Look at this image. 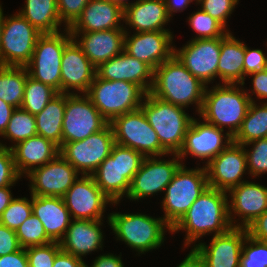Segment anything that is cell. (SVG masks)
Returning a JSON list of instances; mask_svg holds the SVG:
<instances>
[{"label":"cell","instance_id":"6da1fadb","mask_svg":"<svg viewBox=\"0 0 267 267\" xmlns=\"http://www.w3.org/2000/svg\"><path fill=\"white\" fill-rule=\"evenodd\" d=\"M228 192L207 187L190 206L185 215L172 227L171 233L186 232L184 246L195 243L206 234L221 235L232 225L228 215Z\"/></svg>","mask_w":267,"mask_h":267},{"label":"cell","instance_id":"7a4b0ae2","mask_svg":"<svg viewBox=\"0 0 267 267\" xmlns=\"http://www.w3.org/2000/svg\"><path fill=\"white\" fill-rule=\"evenodd\" d=\"M206 85L197 79L173 54L154 70L150 93L166 102L183 108L197 106L198 114L203 105Z\"/></svg>","mask_w":267,"mask_h":267},{"label":"cell","instance_id":"3957f363","mask_svg":"<svg viewBox=\"0 0 267 267\" xmlns=\"http://www.w3.org/2000/svg\"><path fill=\"white\" fill-rule=\"evenodd\" d=\"M237 85L242 84H216L209 90L206 86L199 113L207 123L223 130L228 127L227 133L232 137L240 129L251 102H254L249 92Z\"/></svg>","mask_w":267,"mask_h":267},{"label":"cell","instance_id":"277c9868","mask_svg":"<svg viewBox=\"0 0 267 267\" xmlns=\"http://www.w3.org/2000/svg\"><path fill=\"white\" fill-rule=\"evenodd\" d=\"M138 151L115 143L111 154L91 174L97 186L115 204L129 192L133 176L144 160Z\"/></svg>","mask_w":267,"mask_h":267},{"label":"cell","instance_id":"5b68a950","mask_svg":"<svg viewBox=\"0 0 267 267\" xmlns=\"http://www.w3.org/2000/svg\"><path fill=\"white\" fill-rule=\"evenodd\" d=\"M143 101L140 109L156 131L161 146L169 154H178L193 117L185 112V108L159 99L150 92L146 93Z\"/></svg>","mask_w":267,"mask_h":267},{"label":"cell","instance_id":"8992f818","mask_svg":"<svg viewBox=\"0 0 267 267\" xmlns=\"http://www.w3.org/2000/svg\"><path fill=\"white\" fill-rule=\"evenodd\" d=\"M108 221L117 240L124 241L139 254L160 247L165 240V230L170 233L172 229L163 217L154 218L141 213H110Z\"/></svg>","mask_w":267,"mask_h":267},{"label":"cell","instance_id":"52a82bcc","mask_svg":"<svg viewBox=\"0 0 267 267\" xmlns=\"http://www.w3.org/2000/svg\"><path fill=\"white\" fill-rule=\"evenodd\" d=\"M86 95L110 123L115 117L140 109L146 92L127 81H107L97 75Z\"/></svg>","mask_w":267,"mask_h":267},{"label":"cell","instance_id":"ba28073f","mask_svg":"<svg viewBox=\"0 0 267 267\" xmlns=\"http://www.w3.org/2000/svg\"><path fill=\"white\" fill-rule=\"evenodd\" d=\"M183 164L165 189L162 200L163 219L173 227L209 186L205 166L187 169Z\"/></svg>","mask_w":267,"mask_h":267},{"label":"cell","instance_id":"9c48e42d","mask_svg":"<svg viewBox=\"0 0 267 267\" xmlns=\"http://www.w3.org/2000/svg\"><path fill=\"white\" fill-rule=\"evenodd\" d=\"M63 33H45L37 39L30 62L29 76L61 93V60L65 45L72 39L69 28Z\"/></svg>","mask_w":267,"mask_h":267},{"label":"cell","instance_id":"30bf717a","mask_svg":"<svg viewBox=\"0 0 267 267\" xmlns=\"http://www.w3.org/2000/svg\"><path fill=\"white\" fill-rule=\"evenodd\" d=\"M109 124L113 129L115 143L130 147L144 157L169 154L161 146L156 131L141 109L117 116Z\"/></svg>","mask_w":267,"mask_h":267},{"label":"cell","instance_id":"8fae6325","mask_svg":"<svg viewBox=\"0 0 267 267\" xmlns=\"http://www.w3.org/2000/svg\"><path fill=\"white\" fill-rule=\"evenodd\" d=\"M40 35L19 13L5 17L1 33L0 65L26 66Z\"/></svg>","mask_w":267,"mask_h":267},{"label":"cell","instance_id":"7c38bea8","mask_svg":"<svg viewBox=\"0 0 267 267\" xmlns=\"http://www.w3.org/2000/svg\"><path fill=\"white\" fill-rule=\"evenodd\" d=\"M115 145L112 126L108 123L101 131L81 141L62 143L59 153L82 175H91L111 154Z\"/></svg>","mask_w":267,"mask_h":267},{"label":"cell","instance_id":"4fadbf2b","mask_svg":"<svg viewBox=\"0 0 267 267\" xmlns=\"http://www.w3.org/2000/svg\"><path fill=\"white\" fill-rule=\"evenodd\" d=\"M108 123L86 94H66L62 143L81 141Z\"/></svg>","mask_w":267,"mask_h":267},{"label":"cell","instance_id":"5bb4252c","mask_svg":"<svg viewBox=\"0 0 267 267\" xmlns=\"http://www.w3.org/2000/svg\"><path fill=\"white\" fill-rule=\"evenodd\" d=\"M172 155L173 159L168 161L161 159V156H158L159 160L156 156L145 157L130 183L128 199L138 201L158 192H164L175 172L183 164L178 154L172 153Z\"/></svg>","mask_w":267,"mask_h":267},{"label":"cell","instance_id":"9a60e30c","mask_svg":"<svg viewBox=\"0 0 267 267\" xmlns=\"http://www.w3.org/2000/svg\"><path fill=\"white\" fill-rule=\"evenodd\" d=\"M79 172L59 153L45 165L26 176L31 183V195L63 197L78 179Z\"/></svg>","mask_w":267,"mask_h":267},{"label":"cell","instance_id":"2e32d148","mask_svg":"<svg viewBox=\"0 0 267 267\" xmlns=\"http://www.w3.org/2000/svg\"><path fill=\"white\" fill-rule=\"evenodd\" d=\"M82 176V177H81ZM63 196L72 219L102 220L106 205L114 204L91 175H81Z\"/></svg>","mask_w":267,"mask_h":267},{"label":"cell","instance_id":"e0dca14e","mask_svg":"<svg viewBox=\"0 0 267 267\" xmlns=\"http://www.w3.org/2000/svg\"><path fill=\"white\" fill-rule=\"evenodd\" d=\"M221 51V38L191 39L174 55L206 86L217 78V67Z\"/></svg>","mask_w":267,"mask_h":267},{"label":"cell","instance_id":"ac0fdd59","mask_svg":"<svg viewBox=\"0 0 267 267\" xmlns=\"http://www.w3.org/2000/svg\"><path fill=\"white\" fill-rule=\"evenodd\" d=\"M205 169L209 187L228 192L244 182L242 177L248 171L245 147L232 141Z\"/></svg>","mask_w":267,"mask_h":267},{"label":"cell","instance_id":"d6986e66","mask_svg":"<svg viewBox=\"0 0 267 267\" xmlns=\"http://www.w3.org/2000/svg\"><path fill=\"white\" fill-rule=\"evenodd\" d=\"M224 130L210 123L198 122L193 118L190 127L186 131L185 140L178 152L182 160L186 155H192L201 160L208 159L206 164L223 151L232 141L233 137ZM223 140H225L223 142ZM225 144V145H224Z\"/></svg>","mask_w":267,"mask_h":267},{"label":"cell","instance_id":"ffe728a7","mask_svg":"<svg viewBox=\"0 0 267 267\" xmlns=\"http://www.w3.org/2000/svg\"><path fill=\"white\" fill-rule=\"evenodd\" d=\"M124 51L148 64L153 70L174 54L173 35L170 31L133 33L125 31ZM129 36V37H128Z\"/></svg>","mask_w":267,"mask_h":267},{"label":"cell","instance_id":"44dd1931","mask_svg":"<svg viewBox=\"0 0 267 267\" xmlns=\"http://www.w3.org/2000/svg\"><path fill=\"white\" fill-rule=\"evenodd\" d=\"M248 232L246 228L232 227L221 235H213L211 243H199L194 248L206 267H240L242 247Z\"/></svg>","mask_w":267,"mask_h":267},{"label":"cell","instance_id":"7402d4cb","mask_svg":"<svg viewBox=\"0 0 267 267\" xmlns=\"http://www.w3.org/2000/svg\"><path fill=\"white\" fill-rule=\"evenodd\" d=\"M61 93L86 94L96 76V67L72 38L66 45L61 60Z\"/></svg>","mask_w":267,"mask_h":267},{"label":"cell","instance_id":"603a6c76","mask_svg":"<svg viewBox=\"0 0 267 267\" xmlns=\"http://www.w3.org/2000/svg\"><path fill=\"white\" fill-rule=\"evenodd\" d=\"M231 201L228 204L229 221L232 227L247 228L257 217L267 210V187L255 182L245 181L228 191ZM239 216L241 223L234 220ZM233 219V220H232ZM241 224V225H240Z\"/></svg>","mask_w":267,"mask_h":267},{"label":"cell","instance_id":"cb8c5ba5","mask_svg":"<svg viewBox=\"0 0 267 267\" xmlns=\"http://www.w3.org/2000/svg\"><path fill=\"white\" fill-rule=\"evenodd\" d=\"M153 74L154 70L148 64L125 51L96 68V75L99 78L107 81L131 82L139 85L146 93L150 92L153 86Z\"/></svg>","mask_w":267,"mask_h":267},{"label":"cell","instance_id":"d4e9b609","mask_svg":"<svg viewBox=\"0 0 267 267\" xmlns=\"http://www.w3.org/2000/svg\"><path fill=\"white\" fill-rule=\"evenodd\" d=\"M125 31V29H111L70 33L84 54L97 68L101 63L107 62L124 51ZM79 35H81L80 39ZM77 36L78 41L76 40Z\"/></svg>","mask_w":267,"mask_h":267},{"label":"cell","instance_id":"484cf974","mask_svg":"<svg viewBox=\"0 0 267 267\" xmlns=\"http://www.w3.org/2000/svg\"><path fill=\"white\" fill-rule=\"evenodd\" d=\"M123 10L114 0H90L81 16L69 28L70 32H94L111 29H124Z\"/></svg>","mask_w":267,"mask_h":267},{"label":"cell","instance_id":"4316f807","mask_svg":"<svg viewBox=\"0 0 267 267\" xmlns=\"http://www.w3.org/2000/svg\"><path fill=\"white\" fill-rule=\"evenodd\" d=\"M103 220H79L73 219L65 236L59 242L61 250L82 258L92 251L102 249L103 234L100 225Z\"/></svg>","mask_w":267,"mask_h":267},{"label":"cell","instance_id":"83f0119b","mask_svg":"<svg viewBox=\"0 0 267 267\" xmlns=\"http://www.w3.org/2000/svg\"><path fill=\"white\" fill-rule=\"evenodd\" d=\"M32 212L43 224L47 236L53 242H60L72 221L63 197L34 196Z\"/></svg>","mask_w":267,"mask_h":267},{"label":"cell","instance_id":"f1b7e54d","mask_svg":"<svg viewBox=\"0 0 267 267\" xmlns=\"http://www.w3.org/2000/svg\"><path fill=\"white\" fill-rule=\"evenodd\" d=\"M10 148L15 167L21 177L54 159L60 150L55 143L38 134L18 142Z\"/></svg>","mask_w":267,"mask_h":267},{"label":"cell","instance_id":"f546056e","mask_svg":"<svg viewBox=\"0 0 267 267\" xmlns=\"http://www.w3.org/2000/svg\"><path fill=\"white\" fill-rule=\"evenodd\" d=\"M170 18L164 0H137L124 11L123 22L136 33L169 31L163 27Z\"/></svg>","mask_w":267,"mask_h":267},{"label":"cell","instance_id":"4dcf8cb0","mask_svg":"<svg viewBox=\"0 0 267 267\" xmlns=\"http://www.w3.org/2000/svg\"><path fill=\"white\" fill-rule=\"evenodd\" d=\"M244 42L235 39L232 33L221 37V51L217 67V76L223 83H244Z\"/></svg>","mask_w":267,"mask_h":267},{"label":"cell","instance_id":"1f68e13d","mask_svg":"<svg viewBox=\"0 0 267 267\" xmlns=\"http://www.w3.org/2000/svg\"><path fill=\"white\" fill-rule=\"evenodd\" d=\"M66 106V93H58L45 108L35 115L37 134L62 145V124Z\"/></svg>","mask_w":267,"mask_h":267},{"label":"cell","instance_id":"d6a6232c","mask_svg":"<svg viewBox=\"0 0 267 267\" xmlns=\"http://www.w3.org/2000/svg\"><path fill=\"white\" fill-rule=\"evenodd\" d=\"M19 12L41 34L59 32L61 20L57 0H26Z\"/></svg>","mask_w":267,"mask_h":267},{"label":"cell","instance_id":"836d02e7","mask_svg":"<svg viewBox=\"0 0 267 267\" xmlns=\"http://www.w3.org/2000/svg\"><path fill=\"white\" fill-rule=\"evenodd\" d=\"M28 75L26 66L0 65V99L15 108H20Z\"/></svg>","mask_w":267,"mask_h":267},{"label":"cell","instance_id":"e575fe53","mask_svg":"<svg viewBox=\"0 0 267 267\" xmlns=\"http://www.w3.org/2000/svg\"><path fill=\"white\" fill-rule=\"evenodd\" d=\"M267 138V102L260 106L251 102L246 117L233 142L244 145L254 140Z\"/></svg>","mask_w":267,"mask_h":267},{"label":"cell","instance_id":"d590c367","mask_svg":"<svg viewBox=\"0 0 267 267\" xmlns=\"http://www.w3.org/2000/svg\"><path fill=\"white\" fill-rule=\"evenodd\" d=\"M57 94L58 92L54 88L28 75L24 88L23 102L20 108L36 115L40 113L48 102Z\"/></svg>","mask_w":267,"mask_h":267},{"label":"cell","instance_id":"8d00e7d4","mask_svg":"<svg viewBox=\"0 0 267 267\" xmlns=\"http://www.w3.org/2000/svg\"><path fill=\"white\" fill-rule=\"evenodd\" d=\"M35 135H37L35 115L22 108H15L1 136L17 144Z\"/></svg>","mask_w":267,"mask_h":267},{"label":"cell","instance_id":"74e56055","mask_svg":"<svg viewBox=\"0 0 267 267\" xmlns=\"http://www.w3.org/2000/svg\"><path fill=\"white\" fill-rule=\"evenodd\" d=\"M15 232L21 248L42 246L53 242L47 236L42 222L33 214Z\"/></svg>","mask_w":267,"mask_h":267},{"label":"cell","instance_id":"f35d334b","mask_svg":"<svg viewBox=\"0 0 267 267\" xmlns=\"http://www.w3.org/2000/svg\"><path fill=\"white\" fill-rule=\"evenodd\" d=\"M188 21L192 30L198 34L193 39L221 38L229 33L220 22L201 8L192 13Z\"/></svg>","mask_w":267,"mask_h":267},{"label":"cell","instance_id":"ab89813d","mask_svg":"<svg viewBox=\"0 0 267 267\" xmlns=\"http://www.w3.org/2000/svg\"><path fill=\"white\" fill-rule=\"evenodd\" d=\"M32 214V200L30 201L26 197L14 198L3 211L0 217V224L16 231Z\"/></svg>","mask_w":267,"mask_h":267},{"label":"cell","instance_id":"60d3db41","mask_svg":"<svg viewBox=\"0 0 267 267\" xmlns=\"http://www.w3.org/2000/svg\"><path fill=\"white\" fill-rule=\"evenodd\" d=\"M240 267H267V242L247 234L240 256Z\"/></svg>","mask_w":267,"mask_h":267},{"label":"cell","instance_id":"b9f144b4","mask_svg":"<svg viewBox=\"0 0 267 267\" xmlns=\"http://www.w3.org/2000/svg\"><path fill=\"white\" fill-rule=\"evenodd\" d=\"M251 144L253 145L252 150L245 149L247 169L249 170L248 174L256 178L267 173V138L254 140L243 146L246 147V145L250 146Z\"/></svg>","mask_w":267,"mask_h":267},{"label":"cell","instance_id":"7bdbcfd3","mask_svg":"<svg viewBox=\"0 0 267 267\" xmlns=\"http://www.w3.org/2000/svg\"><path fill=\"white\" fill-rule=\"evenodd\" d=\"M29 267H53L56 255L61 251L59 242L25 248Z\"/></svg>","mask_w":267,"mask_h":267},{"label":"cell","instance_id":"ee69618b","mask_svg":"<svg viewBox=\"0 0 267 267\" xmlns=\"http://www.w3.org/2000/svg\"><path fill=\"white\" fill-rule=\"evenodd\" d=\"M21 176L15 167L12 149L0 144V188L13 186Z\"/></svg>","mask_w":267,"mask_h":267},{"label":"cell","instance_id":"f6af8a7d","mask_svg":"<svg viewBox=\"0 0 267 267\" xmlns=\"http://www.w3.org/2000/svg\"><path fill=\"white\" fill-rule=\"evenodd\" d=\"M201 9L226 27V20L231 16L239 0H197Z\"/></svg>","mask_w":267,"mask_h":267},{"label":"cell","instance_id":"bcb514c9","mask_svg":"<svg viewBox=\"0 0 267 267\" xmlns=\"http://www.w3.org/2000/svg\"><path fill=\"white\" fill-rule=\"evenodd\" d=\"M90 0H57V9L61 23L70 28L81 16L83 9Z\"/></svg>","mask_w":267,"mask_h":267},{"label":"cell","instance_id":"7dc6e473","mask_svg":"<svg viewBox=\"0 0 267 267\" xmlns=\"http://www.w3.org/2000/svg\"><path fill=\"white\" fill-rule=\"evenodd\" d=\"M261 49H250L245 45V55H244V83L245 84V76L249 74H254L258 72H262L267 69V56L264 55Z\"/></svg>","mask_w":267,"mask_h":267},{"label":"cell","instance_id":"c3c4849f","mask_svg":"<svg viewBox=\"0 0 267 267\" xmlns=\"http://www.w3.org/2000/svg\"><path fill=\"white\" fill-rule=\"evenodd\" d=\"M21 248L15 230L0 224V256L18 251Z\"/></svg>","mask_w":267,"mask_h":267},{"label":"cell","instance_id":"681fc988","mask_svg":"<svg viewBox=\"0 0 267 267\" xmlns=\"http://www.w3.org/2000/svg\"><path fill=\"white\" fill-rule=\"evenodd\" d=\"M246 229L248 235L252 238L267 242V210L257 217Z\"/></svg>","mask_w":267,"mask_h":267},{"label":"cell","instance_id":"f907efd6","mask_svg":"<svg viewBox=\"0 0 267 267\" xmlns=\"http://www.w3.org/2000/svg\"><path fill=\"white\" fill-rule=\"evenodd\" d=\"M0 267H29L25 248L0 256Z\"/></svg>","mask_w":267,"mask_h":267},{"label":"cell","instance_id":"816d5d0a","mask_svg":"<svg viewBox=\"0 0 267 267\" xmlns=\"http://www.w3.org/2000/svg\"><path fill=\"white\" fill-rule=\"evenodd\" d=\"M249 76H252V89L251 93L257 96L259 99L267 98V69H265L262 72L249 74Z\"/></svg>","mask_w":267,"mask_h":267},{"label":"cell","instance_id":"f5cc1de1","mask_svg":"<svg viewBox=\"0 0 267 267\" xmlns=\"http://www.w3.org/2000/svg\"><path fill=\"white\" fill-rule=\"evenodd\" d=\"M86 265L83 259L61 250L54 259L53 267H86Z\"/></svg>","mask_w":267,"mask_h":267},{"label":"cell","instance_id":"db71d44e","mask_svg":"<svg viewBox=\"0 0 267 267\" xmlns=\"http://www.w3.org/2000/svg\"><path fill=\"white\" fill-rule=\"evenodd\" d=\"M91 267H124V264L121 260V255L116 256L111 254H103L99 257H96V259L93 262ZM86 267H89L86 265Z\"/></svg>","mask_w":267,"mask_h":267},{"label":"cell","instance_id":"11a10c76","mask_svg":"<svg viewBox=\"0 0 267 267\" xmlns=\"http://www.w3.org/2000/svg\"><path fill=\"white\" fill-rule=\"evenodd\" d=\"M15 107L0 99V136L4 133Z\"/></svg>","mask_w":267,"mask_h":267},{"label":"cell","instance_id":"9f6ffc18","mask_svg":"<svg viewBox=\"0 0 267 267\" xmlns=\"http://www.w3.org/2000/svg\"><path fill=\"white\" fill-rule=\"evenodd\" d=\"M177 267H206V264L200 254L193 248Z\"/></svg>","mask_w":267,"mask_h":267},{"label":"cell","instance_id":"6f0895ef","mask_svg":"<svg viewBox=\"0 0 267 267\" xmlns=\"http://www.w3.org/2000/svg\"><path fill=\"white\" fill-rule=\"evenodd\" d=\"M164 1L168 15L172 17L173 12L177 13L183 11L189 6V3H191L194 0H164Z\"/></svg>","mask_w":267,"mask_h":267},{"label":"cell","instance_id":"680465c9","mask_svg":"<svg viewBox=\"0 0 267 267\" xmlns=\"http://www.w3.org/2000/svg\"><path fill=\"white\" fill-rule=\"evenodd\" d=\"M13 199L10 186L0 188V217Z\"/></svg>","mask_w":267,"mask_h":267},{"label":"cell","instance_id":"91938a15","mask_svg":"<svg viewBox=\"0 0 267 267\" xmlns=\"http://www.w3.org/2000/svg\"><path fill=\"white\" fill-rule=\"evenodd\" d=\"M116 4L123 10V12L132 6L134 3H128L127 0H114Z\"/></svg>","mask_w":267,"mask_h":267},{"label":"cell","instance_id":"94428289","mask_svg":"<svg viewBox=\"0 0 267 267\" xmlns=\"http://www.w3.org/2000/svg\"><path fill=\"white\" fill-rule=\"evenodd\" d=\"M4 18L5 16L3 15V9L1 8V5H0V43H1V33H2V27L4 23Z\"/></svg>","mask_w":267,"mask_h":267}]
</instances>
